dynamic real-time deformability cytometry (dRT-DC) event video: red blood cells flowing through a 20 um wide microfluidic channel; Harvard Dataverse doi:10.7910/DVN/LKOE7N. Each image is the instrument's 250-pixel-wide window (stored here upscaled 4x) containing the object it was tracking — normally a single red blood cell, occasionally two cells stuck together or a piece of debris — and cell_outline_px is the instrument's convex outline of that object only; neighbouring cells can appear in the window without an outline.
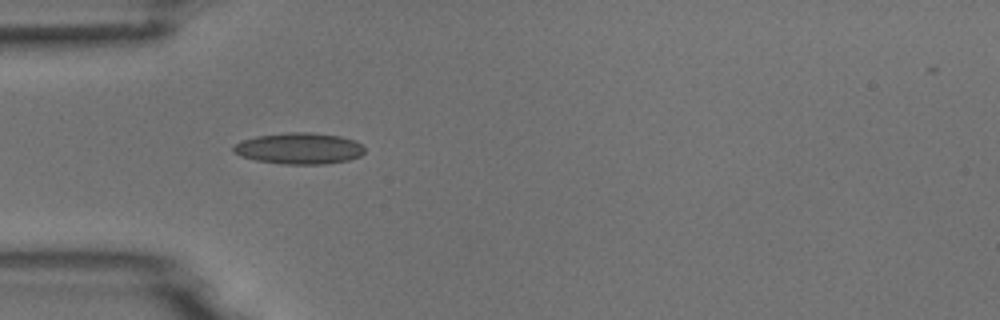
{"species": "common noctule bat (a hibernating species)", "species_latin": "Nyctalus noctula", "temperature_condition": "room temperature", "stored_images_in_passage": 4, "camera_frame_rate_fps": 3000, "um_per_image_px": 0.085, "animal": {"sex": "male", "body_mass_g": 18.8}, "frame": {"image": 1, "passage_image": 4, "time_ms": 3.333, "image_size_px": [1000, 320], "cell_outline_px": [[364, 152], [360, 156], [348, 160], [324, 164], [284, 164], [256, 160], [240, 156], [232, 148], [240, 140], [256, 136], [288, 132], [312, 132], [340, 136], [356, 140], [364, 144]], "centroid_in_image_um": [25.46, 12.61], "position_along_channel_um": 59.5, "area_um2": 24.04}}